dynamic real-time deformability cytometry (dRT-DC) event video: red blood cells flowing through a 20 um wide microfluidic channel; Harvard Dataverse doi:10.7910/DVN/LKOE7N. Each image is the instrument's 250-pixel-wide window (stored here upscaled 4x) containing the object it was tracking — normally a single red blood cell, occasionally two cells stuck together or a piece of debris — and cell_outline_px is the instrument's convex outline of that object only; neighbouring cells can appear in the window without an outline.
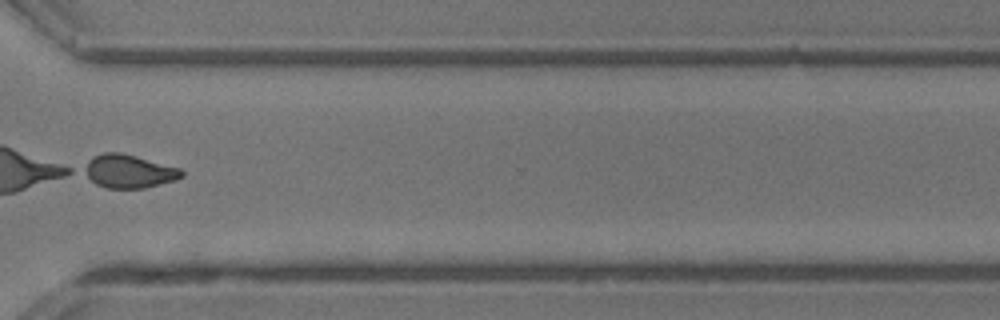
{"species": "common noctule bat (a hibernating species)", "species_latin": "Nyctalus noctula", "temperature_condition": "room temperature", "stored_images_in_passage": 42, "camera_frame_rate_fps": 3000, "um_per_image_px": 0.085, "animal": {"sex": "male", "body_mass_g": 13.3}, "frame": {"image": 1, "passage_image": 32, "time_ms": 10.333, "image_size_px": [1000, 320], "cell_outline_px": [[184, 176], [176, 180], [144, 188], [108, 188], [96, 184], [80, 172], [80, 168], [92, 156], [104, 152], [120, 152], [136, 156], [180, 168], [184, 172]], "centroid_in_image_um": [10.89, 14.55], "position_along_channel_um": 359.7, "area_um2": 19.25}}